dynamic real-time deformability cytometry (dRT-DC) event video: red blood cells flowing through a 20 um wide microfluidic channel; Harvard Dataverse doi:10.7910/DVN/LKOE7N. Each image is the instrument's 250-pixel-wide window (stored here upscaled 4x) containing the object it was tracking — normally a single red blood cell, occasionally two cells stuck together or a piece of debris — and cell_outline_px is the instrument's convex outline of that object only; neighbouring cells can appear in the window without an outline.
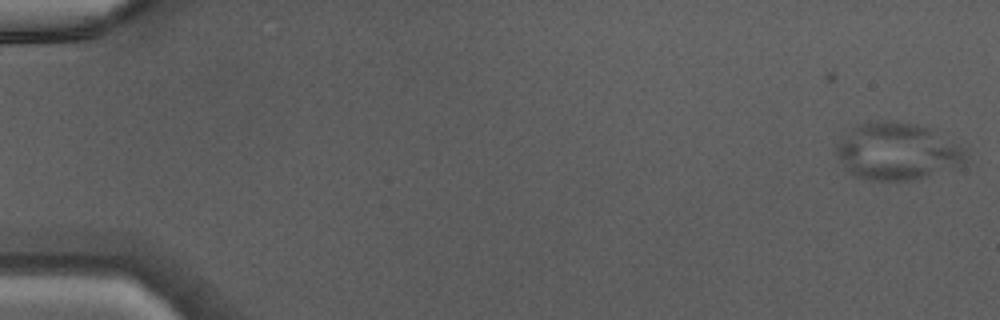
{"species": "Egyptian fruit bat (a non-hibernating species)", "species_latin": "Rousettus aegyptiacus", "temperature_condition": "warm", "stored_images_in_passage": 46, "camera_frame_rate_fps": 3000, "um_per_image_px": 0.085, "animal": {"sex": "male"}, "frame": {"image": 1, "passage_image": 1, "time_ms": 0.0, "image_size_px": [1000, 320], "cell_outline_px": [[964, 160], [960, 168], [912, 180], [876, 180], [856, 176], [836, 156], [836, 148], [840, 140], [860, 124], [880, 120], [892, 120], [916, 124], [928, 128], [964, 148]], "centroid_in_image_um": [76.3, 12.87], "position_along_channel_um": 8.7, "area_um2": 42.37}}
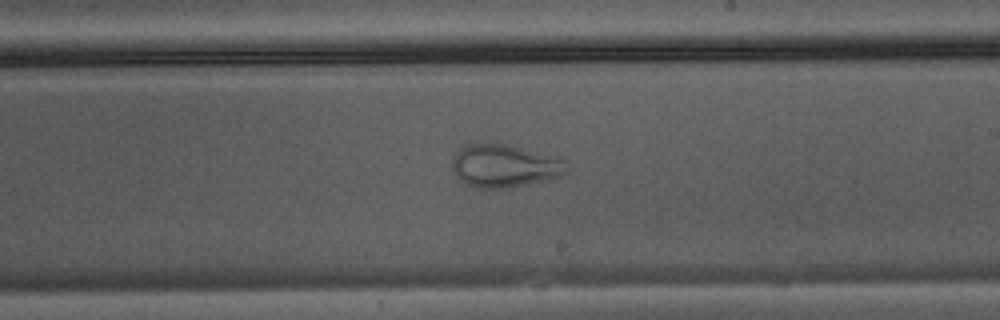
{"frame": {"image": 2, "passage_image": 28, "time_ms": 9.0, "image_size_px": [1000, 320], "cell_outline_px": [[568, 172], [560, 176], [512, 188], [476, 188], [464, 184], [460, 180], [452, 168], [452, 160], [456, 152], [460, 148], [468, 144], [504, 144], [560, 156], [568, 160]], "centroid_in_image_um": [42.94, 14.11], "position_along_channel_um": 246.1, "area_um2": 28.96}}
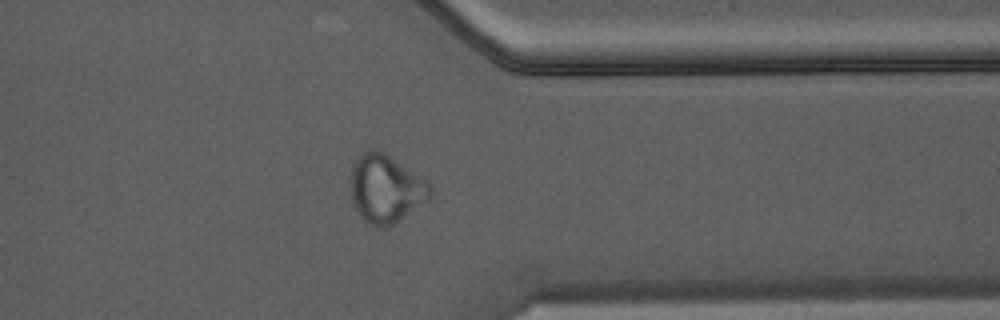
{"frame": {"image": 3, "passage_image": 37, "time_ms": 12.0, "image_size_px": [1000, 320], "cell_outline_px": [[432, 192], [424, 200], [392, 224], [384, 228], [376, 228], [368, 224], [360, 216], [352, 204], [352, 168], [356, 160], [368, 148], [376, 148], [384, 152], [432, 184]], "centroid_in_image_um": [32.75, 16.03], "position_along_channel_um": 378.6, "area_um2": 30.92}}